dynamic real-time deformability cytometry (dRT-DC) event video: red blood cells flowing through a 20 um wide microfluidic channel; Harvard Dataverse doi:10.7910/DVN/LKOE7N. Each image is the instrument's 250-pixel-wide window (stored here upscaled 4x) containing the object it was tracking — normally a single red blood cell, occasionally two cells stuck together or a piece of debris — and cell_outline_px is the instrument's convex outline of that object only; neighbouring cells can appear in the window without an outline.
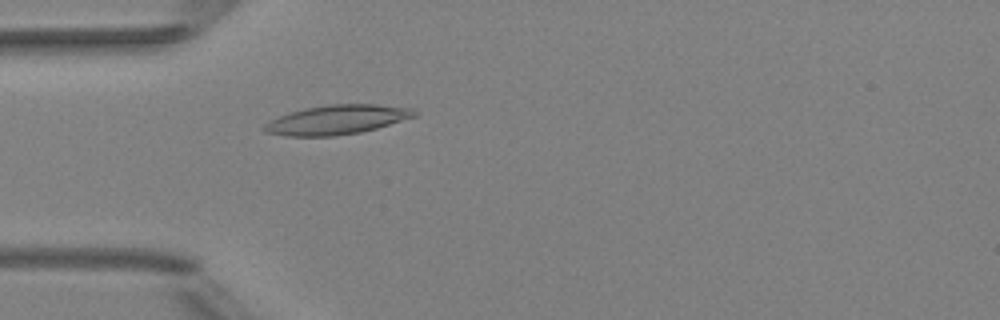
{"species": "Egyptian fruit bat (a non-hibernating species)", "species_latin": "Rousettus aegyptiacus", "temperature_condition": "room temperature", "stored_images_in_passage": 2, "camera_frame_rate_fps": 3000, "um_per_image_px": 0.085, "animal": {"sex": "female"}, "frame": {"image": 1, "passage_image": 2, "time_ms": 1.333, "image_size_px": [1000, 320], "cell_outline_px": [[416, 116], [376, 128], [360, 132], [332, 136], [288, 136], [264, 132], [260, 128], [264, 124], [280, 116], [304, 108], [328, 104], [376, 104], [412, 108], [416, 112]], "centroid_in_image_um": [28.61, 10.17], "position_along_channel_um": 56.4, "area_um2": 25.49}}